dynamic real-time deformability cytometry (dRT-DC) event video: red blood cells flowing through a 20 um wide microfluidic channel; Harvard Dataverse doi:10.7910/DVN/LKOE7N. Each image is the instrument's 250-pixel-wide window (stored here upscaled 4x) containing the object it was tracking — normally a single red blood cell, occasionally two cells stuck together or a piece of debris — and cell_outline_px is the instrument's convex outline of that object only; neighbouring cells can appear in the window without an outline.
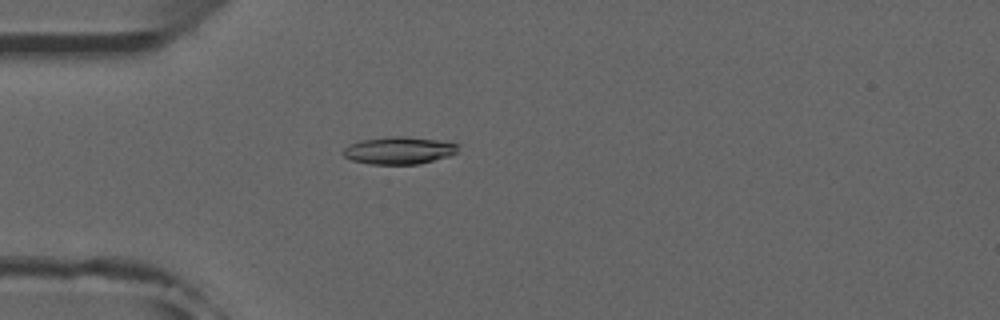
{"species": "common noctule bat (a hibernating species)", "species_latin": "Nyctalus noctula", "temperature_condition": "room temperature", "stored_images_in_passage": 52, "camera_frame_rate_fps": 3000, "um_per_image_px": 0.085, "animal": {"sex": "male", "forearm_length_mm": 52.5}, "frame": {"image": 1, "passage_image": 15, "time_ms": 4.667, "image_size_px": [1000, 320], "cell_outline_px": [[460, 144], [456, 152], [448, 156], [420, 164], [368, 164], [352, 160], [344, 156], [340, 152], [348, 144], [360, 140], [392, 136], [404, 136], [436, 140]], "centroid_in_image_um": [33.86, 12.79], "position_along_channel_um": 51.1, "area_um2": 18.38}}
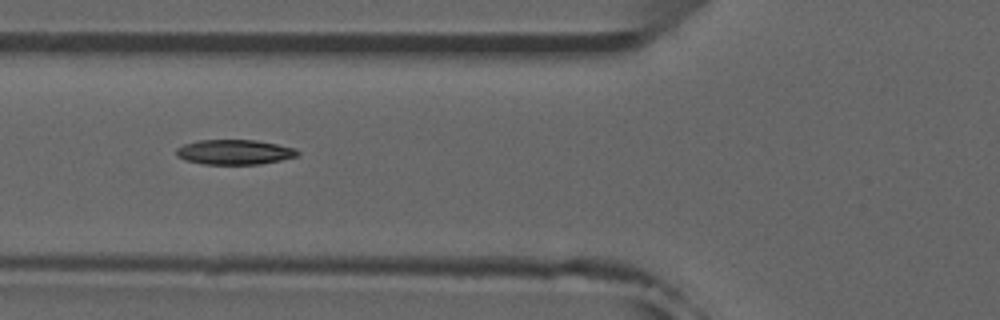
{"frame": {"image": 2, "passage_image": 20, "time_ms": 6.333, "image_size_px": [1000, 320], "cell_outline_px": [[300, 152], [296, 156], [280, 160], [260, 164], [204, 164], [188, 160], [176, 156], [176, 148], [184, 144], [200, 140], [256, 140], [296, 148]], "centroid_in_image_um": [19.94, 12.92], "position_along_channel_um": 105.9, "area_um2": 17.46}}
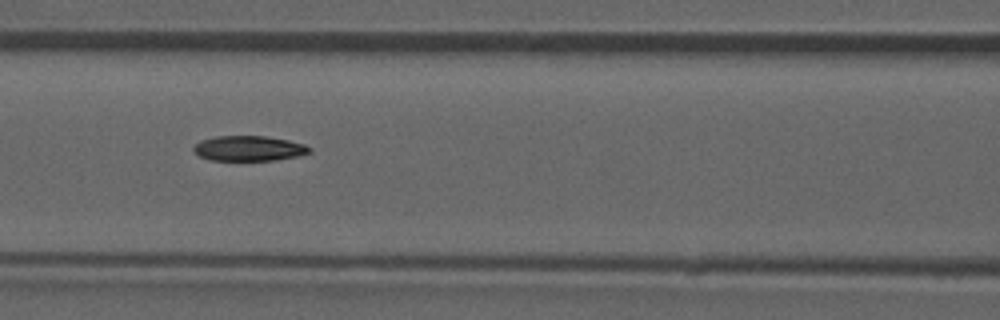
{"frame": {"image": 3, "passage_image": 23, "time_ms": 7.333, "image_size_px": [1000, 320], "cell_outline_px": [[312, 152], [296, 156], [276, 160], [208, 160], [200, 156], [192, 148], [200, 140], [216, 136], [264, 136], [288, 140], [304, 144], [312, 148]], "centroid_in_image_um": [21.16, 12.61], "position_along_channel_um": 145.4, "area_um2": 16.94}, "authors_computed_cell_mechanics": {"area_um2": 17.8891, "velocity_mm_per_s": 3.9374, "shape_relaxation_time_tau1_ms": 5.4725, "shape_relaxation_time_tau2_ms": null, "deformation_change_tau1": 0.1449, "deformation_change_tau2": null}}